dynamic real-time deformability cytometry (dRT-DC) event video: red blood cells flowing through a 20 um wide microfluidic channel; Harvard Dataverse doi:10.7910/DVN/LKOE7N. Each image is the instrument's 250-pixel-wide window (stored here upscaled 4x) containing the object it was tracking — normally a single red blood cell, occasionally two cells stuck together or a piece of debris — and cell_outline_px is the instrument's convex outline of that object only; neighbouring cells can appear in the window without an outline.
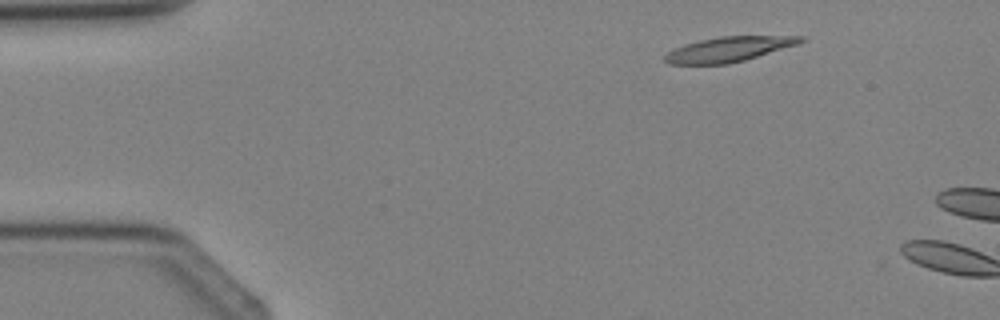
{"species": "Egyptian fruit bat (a non-hibernating species)", "species_latin": "Rousettus aegyptiacus", "temperature_condition": "cold", "stored_images_in_passage": 3, "camera_frame_rate_fps": 3000, "um_per_image_px": 0.085, "animal": {"sex": "female"}, "frame": {"image": 1, "passage_image": 2, "time_ms": 1.0, "image_size_px": [1000, 320], "cell_outline_px": [[804, 40], [796, 44], [744, 60], [728, 64], [668, 64], [664, 60], [664, 56], [668, 52], [684, 44], [700, 40], [720, 36], [804, 36]], "centroid_in_image_um": [61.89, 4.18], "position_along_channel_um": 23.1, "area_um2": 19.36}}